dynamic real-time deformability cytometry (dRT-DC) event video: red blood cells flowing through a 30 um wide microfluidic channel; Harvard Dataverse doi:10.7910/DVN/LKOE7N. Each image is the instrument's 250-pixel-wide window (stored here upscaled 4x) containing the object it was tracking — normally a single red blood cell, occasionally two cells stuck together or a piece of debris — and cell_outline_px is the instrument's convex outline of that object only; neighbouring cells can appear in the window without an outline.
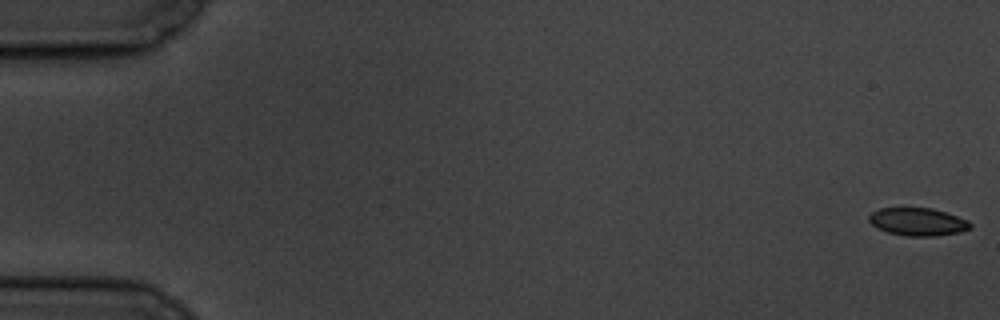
{"species": "common noctule bat (a hibernating species)", "species_latin": "Nyctalus noctula", "temperature_condition": "cold", "stored_images_in_passage": 5, "camera_frame_rate_fps": 3000, "um_per_image_px": 0.085, "animal": {"sex": "male", "body_mass_g": 19.5, "forearm_length_mm": 54.6}, "frame": {"image": 1, "passage_image": 1, "time_ms": 0.0, "image_size_px": [1000, 320], "cell_outline_px": [[972, 228], [960, 232], [936, 236], [904, 236], [888, 232], [876, 228], [868, 220], [868, 216], [872, 212], [880, 208], [932, 208], [968, 220], [972, 224]], "centroid_in_image_um": [78.0, 18.86], "position_along_channel_um": 7.0, "area_um2": 16.47}}